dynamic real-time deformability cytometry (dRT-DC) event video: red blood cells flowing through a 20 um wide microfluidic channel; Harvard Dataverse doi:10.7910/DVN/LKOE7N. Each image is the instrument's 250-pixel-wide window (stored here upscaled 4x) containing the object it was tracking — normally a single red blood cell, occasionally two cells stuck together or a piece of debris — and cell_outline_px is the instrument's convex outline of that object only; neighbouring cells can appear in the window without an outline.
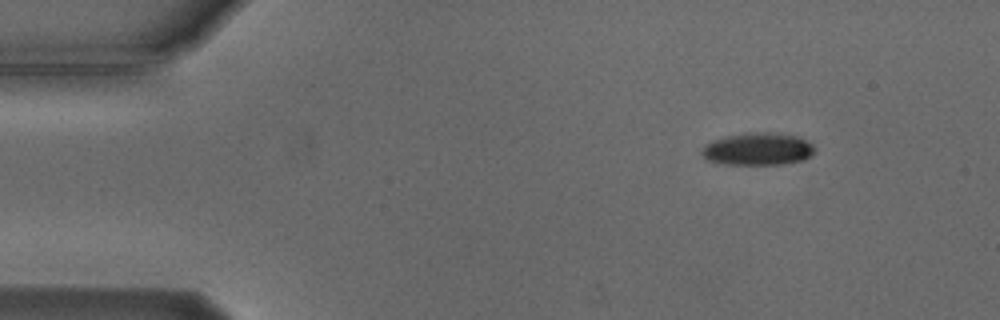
{"species": "Egyptian fruit bat (a non-hibernating species)", "species_latin": "Rousettus aegyptiacus", "temperature_condition": "cold", "stored_images_in_passage": 4, "camera_frame_rate_fps": 3000, "um_per_image_px": 0.085, "animal": {"sex": "male"}, "frame": {"image": 1, "passage_image": 1, "time_ms": 0.0, "image_size_px": [1000, 320], "cell_outline_px": [[816, 148], [812, 156], [804, 160], [780, 164], [728, 164], [708, 160], [700, 152], [704, 144], [712, 140], [728, 136], [748, 132], [764, 132], [796, 136], [812, 144]], "centroid_in_image_um": [64.42, 12.67], "position_along_channel_um": 20.6, "area_um2": 21.21}}
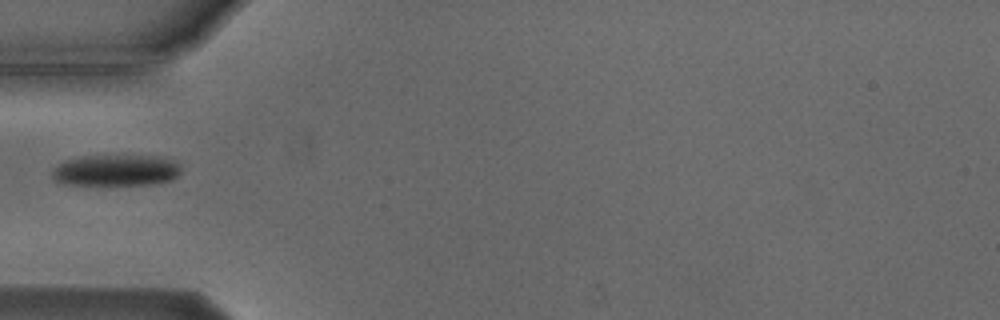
{"frame": {"image": 2, "passage_image": 4, "time_ms": 3.667, "image_size_px": [1000, 320], "cell_outline_px": [[180, 172], [172, 180], [152, 184], [64, 184], [56, 180], [52, 176], [52, 168], [64, 160], [80, 156], [164, 156], [176, 160], [180, 164]], "centroid_in_image_um": [9.88, 14.46], "position_along_channel_um": 75.1, "area_um2": 23.58}}